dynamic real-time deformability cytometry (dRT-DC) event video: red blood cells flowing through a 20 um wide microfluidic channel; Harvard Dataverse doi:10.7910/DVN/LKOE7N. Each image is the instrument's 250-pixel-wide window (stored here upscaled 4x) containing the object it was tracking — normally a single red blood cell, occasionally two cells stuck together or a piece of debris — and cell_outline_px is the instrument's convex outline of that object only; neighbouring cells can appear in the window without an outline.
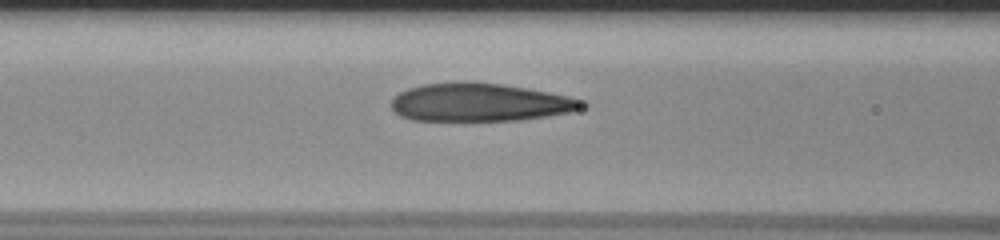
{"species": "human", "species_latin": "Homo sapiens", "temperature_condition": "room temperature", "stored_images_in_passage": 42, "camera_frame_rate_fps": 3000, "um_per_image_px": 0.085, "donor": {"sex": "male"}, "frame": {"image": 1, "passage_image": 16, "time_ms": 5.0, "image_size_px": [1000, 240], "cell_outline_px": [[588, 108], [572, 112], [548, 116], [520, 120], [412, 120], [400, 116], [392, 108], [392, 100], [400, 92], [408, 88], [424, 84], [500, 84], [548, 92], [568, 96], [584, 100], [588, 104]], "centroid_in_image_um": [40.88, 8.74], "position_along_channel_um": 125.7, "area_um2": 41.5}}
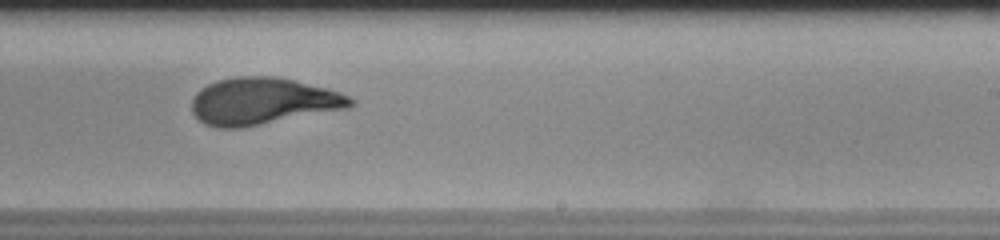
{"frame": {"image": 2, "passage_image": 27, "time_ms": 8.667, "image_size_px": [1000, 240], "cell_outline_px": [[356, 104], [348, 108], [240, 128], [216, 128], [204, 124], [192, 112], [192, 100], [196, 92], [200, 88], [208, 84], [220, 80], [240, 76], [276, 76], [328, 88], [340, 92], [356, 100]], "centroid_in_image_um": [22.34, 8.6], "position_along_channel_um": 266.7, "area_um2": 43.35}}
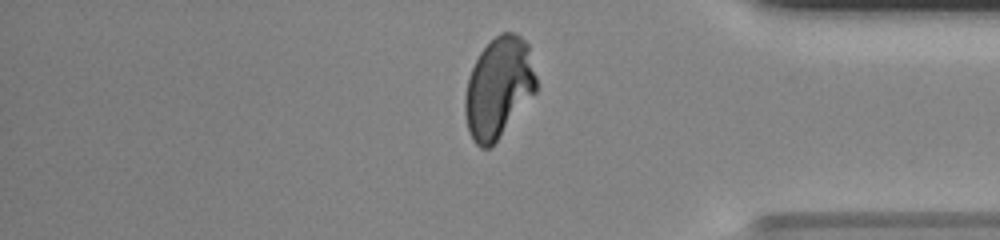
{"frame": {"image": 3, "passage_image": 38, "time_ms": 12.333, "image_size_px": [1000, 240], "cell_outline_px": [[536, 92], [496, 140], [488, 148], [480, 148], [472, 140], [468, 128], [464, 112], [464, 100], [468, 80], [472, 68], [480, 52], [500, 32], [512, 32], [520, 36], [528, 44], [536, 76]], "centroid_in_image_um": [42.37, 7.44], "position_along_channel_um": 392.8, "area_um2": 41.27}}